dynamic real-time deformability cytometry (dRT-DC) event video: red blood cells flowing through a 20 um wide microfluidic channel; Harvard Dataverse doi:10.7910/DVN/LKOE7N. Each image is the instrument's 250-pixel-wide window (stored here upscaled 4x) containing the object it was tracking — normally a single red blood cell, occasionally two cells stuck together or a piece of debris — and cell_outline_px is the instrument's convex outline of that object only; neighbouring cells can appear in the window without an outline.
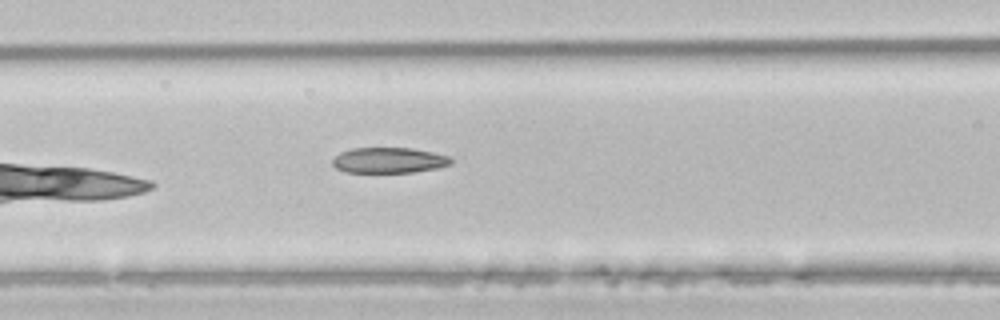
{"species": "common noctule bat (a hibernating species)", "species_latin": "Nyctalus noctula", "temperature_condition": "room temperature", "stored_images_in_passage": 5, "camera_frame_rate_fps": 3000, "um_per_image_px": 0.085, "animal": {"sex": "male", "body_mass_g": 21.5, "forearm_length_mm": 52.0}, "frame": {"image": 1, "passage_image": 5, "time_ms": 1.333, "image_size_px": [1000, 320], "cell_outline_px": [[452, 164], [436, 168], [412, 172], [344, 172], [336, 168], [332, 164], [332, 160], [340, 152], [352, 148], [412, 148], [432, 152], [448, 156], [452, 160]], "centroid_in_image_um": [33.04, 13.62], "position_along_channel_um": 133.6, "area_um2": 17.57}}